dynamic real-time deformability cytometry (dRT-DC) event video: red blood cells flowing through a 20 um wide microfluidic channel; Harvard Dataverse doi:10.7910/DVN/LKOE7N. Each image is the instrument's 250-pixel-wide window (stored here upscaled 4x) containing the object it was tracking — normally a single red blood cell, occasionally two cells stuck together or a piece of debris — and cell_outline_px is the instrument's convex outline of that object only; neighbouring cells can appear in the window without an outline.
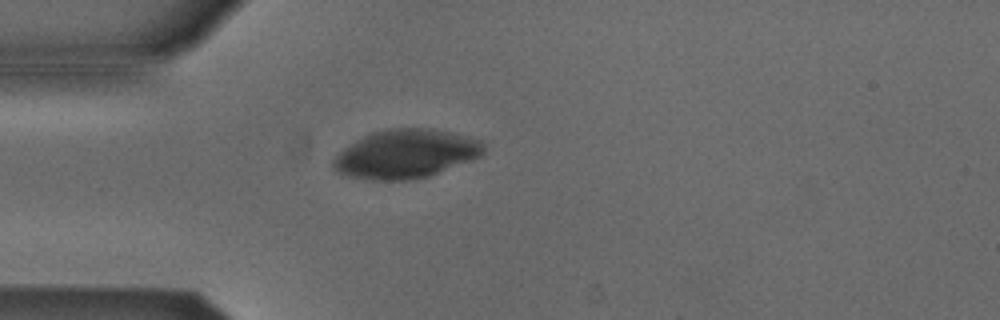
{"species": "Egyptian fruit bat (a non-hibernating species)", "species_latin": "Rousettus aegyptiacus", "temperature_condition": "cold", "stored_images_in_passage": 4, "camera_frame_rate_fps": 3000, "um_per_image_px": 0.085, "animal": {"sex": "male"}, "frame": {"image": 1, "passage_image": 1, "time_ms": 0.0, "image_size_px": [1000, 320], "cell_outline_px": [[484, 152], [480, 156], [472, 160], [428, 176], [408, 180], [372, 180], [348, 176], [336, 172], [332, 168], [332, 160], [336, 152], [356, 140], [372, 132], [388, 128], [432, 128], [452, 132], [476, 140], [484, 148]], "centroid_in_image_um": [34.41, 13.08], "position_along_channel_um": 50.6, "area_um2": 42.66}}